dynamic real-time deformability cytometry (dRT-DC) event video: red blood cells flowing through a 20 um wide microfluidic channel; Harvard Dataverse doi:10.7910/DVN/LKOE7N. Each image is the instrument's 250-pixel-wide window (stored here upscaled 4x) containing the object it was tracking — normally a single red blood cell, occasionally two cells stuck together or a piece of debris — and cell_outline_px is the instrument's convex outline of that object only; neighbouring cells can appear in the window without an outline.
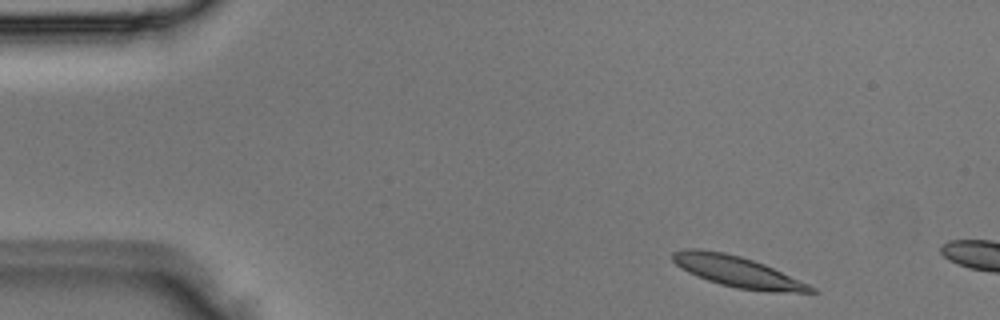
{"species": "Egyptian fruit bat (a non-hibernating species)", "species_latin": "Rousettus aegyptiacus", "temperature_condition": "room temperature", "stored_images_in_passage": 2, "camera_frame_rate_fps": 3000, "um_per_image_px": 0.085, "animal": {"sex": "male"}, "frame": {"image": 1, "passage_image": 1, "time_ms": 0.0, "image_size_px": [1000, 320], "cell_outline_px": [[820, 292], [768, 292], [736, 288], [720, 284], [696, 276], [680, 268], [672, 260], [672, 252], [688, 248], [696, 248], [724, 252], [740, 256], [764, 264], [808, 284], [816, 288]], "centroid_in_image_um": [62.65, 23.09], "position_along_channel_um": 22.3, "area_um2": 24.8}}